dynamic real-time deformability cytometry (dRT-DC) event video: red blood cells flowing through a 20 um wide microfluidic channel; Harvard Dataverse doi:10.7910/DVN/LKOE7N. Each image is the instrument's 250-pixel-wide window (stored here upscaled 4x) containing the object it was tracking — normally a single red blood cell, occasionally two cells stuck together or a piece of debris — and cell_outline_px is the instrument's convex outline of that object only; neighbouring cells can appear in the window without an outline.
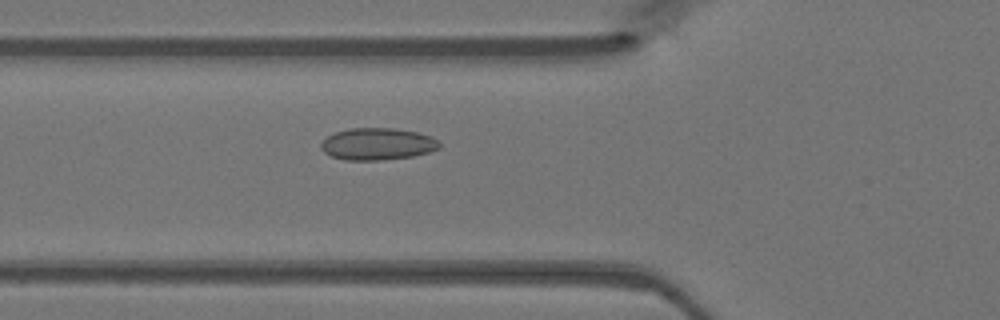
{"species": "Egyptian fruit bat (a non-hibernating species)", "species_latin": "Rousettus aegyptiacus", "temperature_condition": "warm", "stored_images_in_passage": 47, "camera_frame_rate_fps": 3000, "um_per_image_px": 0.085, "animal": {"sex": "female"}, "frame": {"image": 1, "passage_image": 17, "time_ms": 5.333, "image_size_px": [1000, 320], "cell_outline_px": [[440, 148], [428, 152], [412, 156], [380, 160], [344, 160], [332, 156], [324, 152], [320, 148], [320, 144], [328, 136], [336, 132], [348, 128], [396, 128], [416, 132], [428, 136], [436, 140], [440, 144]], "centroid_in_image_um": [32.05, 12.24], "position_along_channel_um": 93.7, "area_um2": 21.91}}
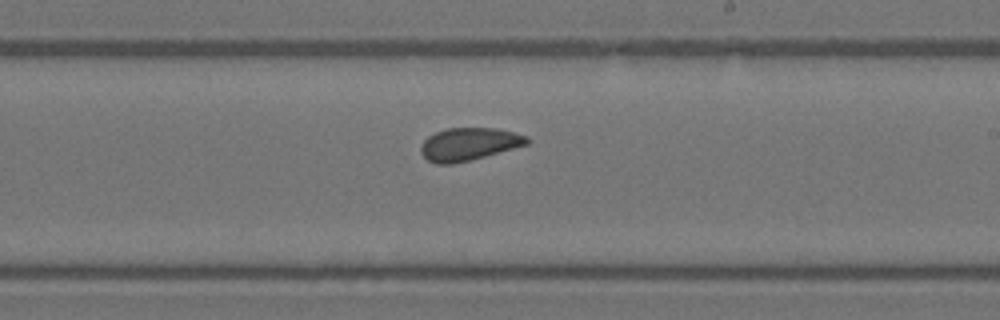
{"frame": {"image": 2, "passage_image": 28, "time_ms": 9.0, "image_size_px": [1000, 320], "cell_outline_px": [[532, 140], [528, 144], [484, 156], [452, 164], [436, 164], [428, 160], [420, 152], [420, 148], [424, 140], [428, 136], [436, 132], [448, 128], [496, 128], [528, 136]], "centroid_in_image_um": [39.86, 12.24], "position_along_channel_um": 249.1, "area_um2": 20.06}}
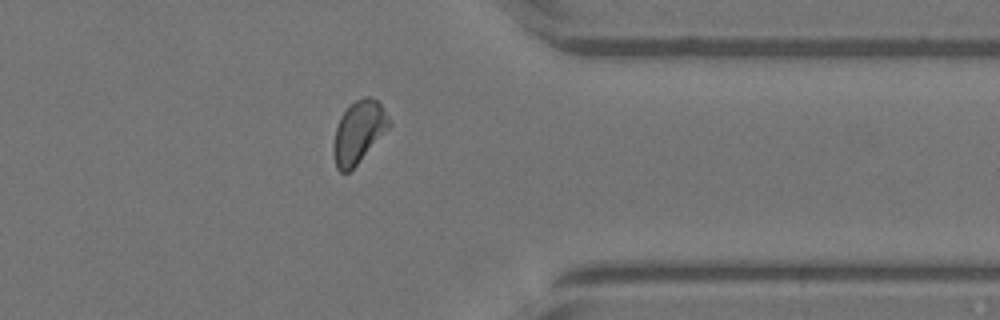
{"frame": {"image": 3, "passage_image": 38, "time_ms": 12.333, "image_size_px": [1000, 320], "cell_outline_px": [[392, 124], [356, 164], [348, 172], [340, 172], [336, 168], [332, 156], [332, 144], [336, 128], [340, 116], [348, 104], [364, 96], [368, 96], [376, 100], [380, 104], [392, 120]], "centroid_in_image_um": [30.45, 11.2], "position_along_channel_um": 380.9, "area_um2": 20.23}}